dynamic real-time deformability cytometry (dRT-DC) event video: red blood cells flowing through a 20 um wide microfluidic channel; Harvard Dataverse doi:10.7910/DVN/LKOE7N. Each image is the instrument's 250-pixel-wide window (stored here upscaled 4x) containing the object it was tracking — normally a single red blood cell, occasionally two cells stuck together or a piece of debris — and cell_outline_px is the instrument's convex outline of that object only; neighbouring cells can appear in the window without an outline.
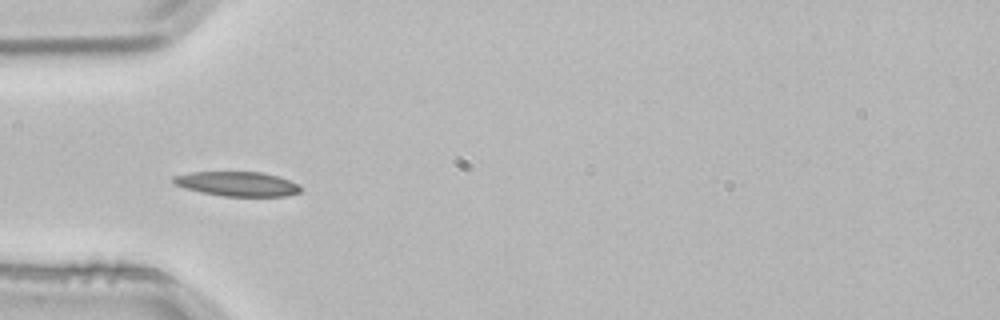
{"species": "common noctule bat (a hibernating species)", "species_latin": "Nyctalus noctula", "temperature_condition": "room temperature", "stored_images_in_passage": 3, "camera_frame_rate_fps": 3000, "um_per_image_px": 0.085, "animal": {"sex": "male", "body_mass_g": 21.5, "forearm_length_mm": 52.0}, "frame": {"image": 1, "passage_image": 3, "time_ms": 0.667, "image_size_px": [1000, 320], "cell_outline_px": [[300, 192], [284, 196], [224, 196], [200, 192], [184, 188], [176, 184], [172, 180], [172, 176], [192, 172], [260, 172], [276, 176], [288, 180], [296, 184], [300, 188]], "centroid_in_image_um": [20.11, 15.63], "position_along_channel_um": 64.9, "area_um2": 17.92}}